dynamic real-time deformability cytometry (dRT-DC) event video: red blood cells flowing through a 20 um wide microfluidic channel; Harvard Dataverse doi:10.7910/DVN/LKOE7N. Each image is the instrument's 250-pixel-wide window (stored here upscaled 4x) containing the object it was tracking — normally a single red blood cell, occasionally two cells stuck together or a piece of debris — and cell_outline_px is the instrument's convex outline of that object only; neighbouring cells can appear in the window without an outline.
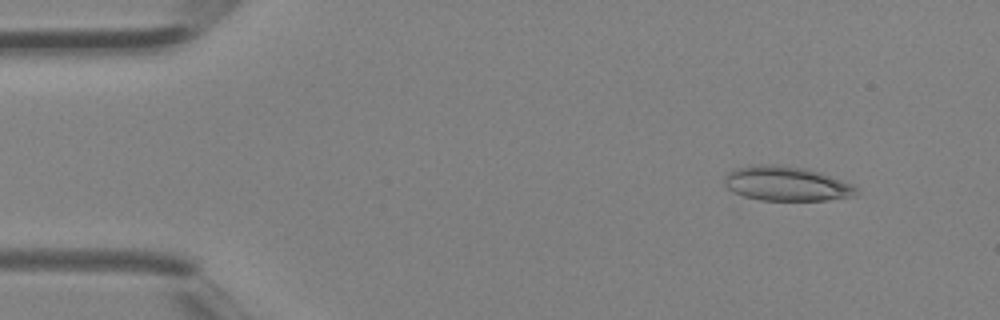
{"species": "Egyptian fruit bat (a non-hibernating species)", "species_latin": "Rousettus aegyptiacus", "temperature_condition": "room temperature", "stored_images_in_passage": 4, "camera_frame_rate_fps": 3000, "um_per_image_px": 0.085, "animal": {"sex": "female"}, "frame": {"image": 1, "passage_image": 1, "time_ms": 0.0, "image_size_px": [1000, 320], "cell_outline_px": [[860, 192], [856, 196], [828, 200], [760, 200], [744, 196], [732, 192], [724, 184], [724, 176], [728, 172], [736, 168], [752, 164], [772, 164], [804, 168], [820, 172], [852, 184]], "centroid_in_image_um": [66.83, 15.61], "position_along_channel_um": 18.2, "area_um2": 26.7}}